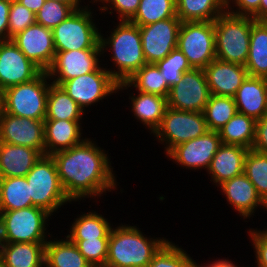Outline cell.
I'll return each instance as SVG.
<instances>
[{
	"label": "cell",
	"instance_id": "obj_1",
	"mask_svg": "<svg viewBox=\"0 0 267 267\" xmlns=\"http://www.w3.org/2000/svg\"><path fill=\"white\" fill-rule=\"evenodd\" d=\"M58 176L68 198L74 203L100 199L119 185L108 151L95 139L86 138L69 149L53 153ZM108 191V192H107Z\"/></svg>",
	"mask_w": 267,
	"mask_h": 267
},
{
	"label": "cell",
	"instance_id": "obj_2",
	"mask_svg": "<svg viewBox=\"0 0 267 267\" xmlns=\"http://www.w3.org/2000/svg\"><path fill=\"white\" fill-rule=\"evenodd\" d=\"M118 22L114 23L115 26L113 25L111 31H107L109 36L100 33V45L102 58L107 55L104 53L109 52L107 57H110L109 61L114 66V69L112 65L111 69L107 67L106 69L118 83H121L129 79L147 62L143 54L139 26L130 21Z\"/></svg>",
	"mask_w": 267,
	"mask_h": 267
},
{
	"label": "cell",
	"instance_id": "obj_3",
	"mask_svg": "<svg viewBox=\"0 0 267 267\" xmlns=\"http://www.w3.org/2000/svg\"><path fill=\"white\" fill-rule=\"evenodd\" d=\"M136 225L112 227L106 265L109 267H147L153 256L168 241L166 237L147 236Z\"/></svg>",
	"mask_w": 267,
	"mask_h": 267
},
{
	"label": "cell",
	"instance_id": "obj_4",
	"mask_svg": "<svg viewBox=\"0 0 267 267\" xmlns=\"http://www.w3.org/2000/svg\"><path fill=\"white\" fill-rule=\"evenodd\" d=\"M252 17L239 16L227 11L214 20L216 59L244 65L250 45Z\"/></svg>",
	"mask_w": 267,
	"mask_h": 267
},
{
	"label": "cell",
	"instance_id": "obj_5",
	"mask_svg": "<svg viewBox=\"0 0 267 267\" xmlns=\"http://www.w3.org/2000/svg\"><path fill=\"white\" fill-rule=\"evenodd\" d=\"M25 177L29 184L32 206L54 215L64 205L72 204L62 187L51 155H42Z\"/></svg>",
	"mask_w": 267,
	"mask_h": 267
},
{
	"label": "cell",
	"instance_id": "obj_6",
	"mask_svg": "<svg viewBox=\"0 0 267 267\" xmlns=\"http://www.w3.org/2000/svg\"><path fill=\"white\" fill-rule=\"evenodd\" d=\"M51 216L36 206L0 211L2 243H47L52 236L47 229Z\"/></svg>",
	"mask_w": 267,
	"mask_h": 267
},
{
	"label": "cell",
	"instance_id": "obj_7",
	"mask_svg": "<svg viewBox=\"0 0 267 267\" xmlns=\"http://www.w3.org/2000/svg\"><path fill=\"white\" fill-rule=\"evenodd\" d=\"M93 11L91 5L75 10L52 30L55 51L102 49Z\"/></svg>",
	"mask_w": 267,
	"mask_h": 267
},
{
	"label": "cell",
	"instance_id": "obj_8",
	"mask_svg": "<svg viewBox=\"0 0 267 267\" xmlns=\"http://www.w3.org/2000/svg\"><path fill=\"white\" fill-rule=\"evenodd\" d=\"M51 83L46 71H42L29 82L5 89L3 111L16 117L44 120Z\"/></svg>",
	"mask_w": 267,
	"mask_h": 267
},
{
	"label": "cell",
	"instance_id": "obj_9",
	"mask_svg": "<svg viewBox=\"0 0 267 267\" xmlns=\"http://www.w3.org/2000/svg\"><path fill=\"white\" fill-rule=\"evenodd\" d=\"M208 131L203 112L167 108L160 126L152 134L165 155L175 146L202 136Z\"/></svg>",
	"mask_w": 267,
	"mask_h": 267
},
{
	"label": "cell",
	"instance_id": "obj_10",
	"mask_svg": "<svg viewBox=\"0 0 267 267\" xmlns=\"http://www.w3.org/2000/svg\"><path fill=\"white\" fill-rule=\"evenodd\" d=\"M177 48L192 68L204 69L216 59L214 21L182 22Z\"/></svg>",
	"mask_w": 267,
	"mask_h": 267
},
{
	"label": "cell",
	"instance_id": "obj_11",
	"mask_svg": "<svg viewBox=\"0 0 267 267\" xmlns=\"http://www.w3.org/2000/svg\"><path fill=\"white\" fill-rule=\"evenodd\" d=\"M108 64H103L96 71L75 77L63 82L60 86L85 112L90 110L91 105L109 96L117 94L118 82L106 69ZM105 67V68H104ZM89 108V109H87Z\"/></svg>",
	"mask_w": 267,
	"mask_h": 267
},
{
	"label": "cell",
	"instance_id": "obj_12",
	"mask_svg": "<svg viewBox=\"0 0 267 267\" xmlns=\"http://www.w3.org/2000/svg\"><path fill=\"white\" fill-rule=\"evenodd\" d=\"M102 49H84L56 51L54 59L46 73L53 84L96 71L105 59H100Z\"/></svg>",
	"mask_w": 267,
	"mask_h": 267
},
{
	"label": "cell",
	"instance_id": "obj_13",
	"mask_svg": "<svg viewBox=\"0 0 267 267\" xmlns=\"http://www.w3.org/2000/svg\"><path fill=\"white\" fill-rule=\"evenodd\" d=\"M204 70L192 68L184 72L182 80L172 86L167 97L168 107L193 112H203L210 97Z\"/></svg>",
	"mask_w": 267,
	"mask_h": 267
},
{
	"label": "cell",
	"instance_id": "obj_14",
	"mask_svg": "<svg viewBox=\"0 0 267 267\" xmlns=\"http://www.w3.org/2000/svg\"><path fill=\"white\" fill-rule=\"evenodd\" d=\"M221 144L218 131L208 130L200 137L173 147L166 156L182 169L207 171Z\"/></svg>",
	"mask_w": 267,
	"mask_h": 267
},
{
	"label": "cell",
	"instance_id": "obj_15",
	"mask_svg": "<svg viewBox=\"0 0 267 267\" xmlns=\"http://www.w3.org/2000/svg\"><path fill=\"white\" fill-rule=\"evenodd\" d=\"M182 21L178 17L139 26L142 49L147 64H156L177 48Z\"/></svg>",
	"mask_w": 267,
	"mask_h": 267
},
{
	"label": "cell",
	"instance_id": "obj_16",
	"mask_svg": "<svg viewBox=\"0 0 267 267\" xmlns=\"http://www.w3.org/2000/svg\"><path fill=\"white\" fill-rule=\"evenodd\" d=\"M0 142L37 149L45 155L44 120L0 114Z\"/></svg>",
	"mask_w": 267,
	"mask_h": 267
},
{
	"label": "cell",
	"instance_id": "obj_17",
	"mask_svg": "<svg viewBox=\"0 0 267 267\" xmlns=\"http://www.w3.org/2000/svg\"><path fill=\"white\" fill-rule=\"evenodd\" d=\"M42 70L10 40L0 41V88L5 89L36 78Z\"/></svg>",
	"mask_w": 267,
	"mask_h": 267
},
{
	"label": "cell",
	"instance_id": "obj_18",
	"mask_svg": "<svg viewBox=\"0 0 267 267\" xmlns=\"http://www.w3.org/2000/svg\"><path fill=\"white\" fill-rule=\"evenodd\" d=\"M12 41L42 71L52 64L56 51L51 29L35 23L14 36Z\"/></svg>",
	"mask_w": 267,
	"mask_h": 267
},
{
	"label": "cell",
	"instance_id": "obj_19",
	"mask_svg": "<svg viewBox=\"0 0 267 267\" xmlns=\"http://www.w3.org/2000/svg\"><path fill=\"white\" fill-rule=\"evenodd\" d=\"M220 193L226 197V203L235 210L240 219H249L254 216L257 209L261 207L267 211V204L258 195L256 188L248 177L242 173L220 184ZM266 209V210H265Z\"/></svg>",
	"mask_w": 267,
	"mask_h": 267
},
{
	"label": "cell",
	"instance_id": "obj_20",
	"mask_svg": "<svg viewBox=\"0 0 267 267\" xmlns=\"http://www.w3.org/2000/svg\"><path fill=\"white\" fill-rule=\"evenodd\" d=\"M203 70L210 94L217 96L233 97L249 76L244 65L218 59L211 61Z\"/></svg>",
	"mask_w": 267,
	"mask_h": 267
},
{
	"label": "cell",
	"instance_id": "obj_21",
	"mask_svg": "<svg viewBox=\"0 0 267 267\" xmlns=\"http://www.w3.org/2000/svg\"><path fill=\"white\" fill-rule=\"evenodd\" d=\"M249 149L221 144L206 171L210 182L218 187L223 182L244 173V161Z\"/></svg>",
	"mask_w": 267,
	"mask_h": 267
},
{
	"label": "cell",
	"instance_id": "obj_22",
	"mask_svg": "<svg viewBox=\"0 0 267 267\" xmlns=\"http://www.w3.org/2000/svg\"><path fill=\"white\" fill-rule=\"evenodd\" d=\"M233 98L238 113L261 119L267 115V78L248 76Z\"/></svg>",
	"mask_w": 267,
	"mask_h": 267
},
{
	"label": "cell",
	"instance_id": "obj_23",
	"mask_svg": "<svg viewBox=\"0 0 267 267\" xmlns=\"http://www.w3.org/2000/svg\"><path fill=\"white\" fill-rule=\"evenodd\" d=\"M83 121L44 120L45 155L69 149L82 143Z\"/></svg>",
	"mask_w": 267,
	"mask_h": 267
},
{
	"label": "cell",
	"instance_id": "obj_24",
	"mask_svg": "<svg viewBox=\"0 0 267 267\" xmlns=\"http://www.w3.org/2000/svg\"><path fill=\"white\" fill-rule=\"evenodd\" d=\"M129 91H131L128 98L131 101H129V107H131L130 111L133 113V117H135L137 122L142 123L145 129L149 130L150 135L153 134L160 126L168 108L167 98L156 94L135 91L134 89Z\"/></svg>",
	"mask_w": 267,
	"mask_h": 267
},
{
	"label": "cell",
	"instance_id": "obj_25",
	"mask_svg": "<svg viewBox=\"0 0 267 267\" xmlns=\"http://www.w3.org/2000/svg\"><path fill=\"white\" fill-rule=\"evenodd\" d=\"M41 156L37 149L0 142V178L25 177Z\"/></svg>",
	"mask_w": 267,
	"mask_h": 267
},
{
	"label": "cell",
	"instance_id": "obj_26",
	"mask_svg": "<svg viewBox=\"0 0 267 267\" xmlns=\"http://www.w3.org/2000/svg\"><path fill=\"white\" fill-rule=\"evenodd\" d=\"M46 243H2L0 260L5 267H44Z\"/></svg>",
	"mask_w": 267,
	"mask_h": 267
},
{
	"label": "cell",
	"instance_id": "obj_27",
	"mask_svg": "<svg viewBox=\"0 0 267 267\" xmlns=\"http://www.w3.org/2000/svg\"><path fill=\"white\" fill-rule=\"evenodd\" d=\"M134 90L168 97L170 87L156 64H145L125 82L118 83V93Z\"/></svg>",
	"mask_w": 267,
	"mask_h": 267
},
{
	"label": "cell",
	"instance_id": "obj_28",
	"mask_svg": "<svg viewBox=\"0 0 267 267\" xmlns=\"http://www.w3.org/2000/svg\"><path fill=\"white\" fill-rule=\"evenodd\" d=\"M61 238V239H60ZM58 239L51 236L45 245V265L47 267H90L91 264L79 252L75 243L66 236Z\"/></svg>",
	"mask_w": 267,
	"mask_h": 267
},
{
	"label": "cell",
	"instance_id": "obj_29",
	"mask_svg": "<svg viewBox=\"0 0 267 267\" xmlns=\"http://www.w3.org/2000/svg\"><path fill=\"white\" fill-rule=\"evenodd\" d=\"M82 213V214H81ZM74 218L66 237L69 240H85L96 238H109L110 231L114 226L106 216L98 211L81 212Z\"/></svg>",
	"mask_w": 267,
	"mask_h": 267
},
{
	"label": "cell",
	"instance_id": "obj_30",
	"mask_svg": "<svg viewBox=\"0 0 267 267\" xmlns=\"http://www.w3.org/2000/svg\"><path fill=\"white\" fill-rule=\"evenodd\" d=\"M245 67L251 77L267 78V23L255 21L250 31L249 55Z\"/></svg>",
	"mask_w": 267,
	"mask_h": 267
},
{
	"label": "cell",
	"instance_id": "obj_31",
	"mask_svg": "<svg viewBox=\"0 0 267 267\" xmlns=\"http://www.w3.org/2000/svg\"><path fill=\"white\" fill-rule=\"evenodd\" d=\"M84 115L85 112L61 86L50 84L44 120L83 121Z\"/></svg>",
	"mask_w": 267,
	"mask_h": 267
},
{
	"label": "cell",
	"instance_id": "obj_32",
	"mask_svg": "<svg viewBox=\"0 0 267 267\" xmlns=\"http://www.w3.org/2000/svg\"><path fill=\"white\" fill-rule=\"evenodd\" d=\"M227 8V0H176L177 17L182 22L214 21Z\"/></svg>",
	"mask_w": 267,
	"mask_h": 267
},
{
	"label": "cell",
	"instance_id": "obj_33",
	"mask_svg": "<svg viewBox=\"0 0 267 267\" xmlns=\"http://www.w3.org/2000/svg\"><path fill=\"white\" fill-rule=\"evenodd\" d=\"M256 121L247 115L236 113L218 130L221 143L252 149Z\"/></svg>",
	"mask_w": 267,
	"mask_h": 267
},
{
	"label": "cell",
	"instance_id": "obj_34",
	"mask_svg": "<svg viewBox=\"0 0 267 267\" xmlns=\"http://www.w3.org/2000/svg\"><path fill=\"white\" fill-rule=\"evenodd\" d=\"M32 206L26 177L0 178V211L19 210Z\"/></svg>",
	"mask_w": 267,
	"mask_h": 267
},
{
	"label": "cell",
	"instance_id": "obj_35",
	"mask_svg": "<svg viewBox=\"0 0 267 267\" xmlns=\"http://www.w3.org/2000/svg\"><path fill=\"white\" fill-rule=\"evenodd\" d=\"M237 112V106L233 97L211 94L208 103L203 110V115L208 130L218 131Z\"/></svg>",
	"mask_w": 267,
	"mask_h": 267
},
{
	"label": "cell",
	"instance_id": "obj_36",
	"mask_svg": "<svg viewBox=\"0 0 267 267\" xmlns=\"http://www.w3.org/2000/svg\"><path fill=\"white\" fill-rule=\"evenodd\" d=\"M177 17L176 0H141L135 16L130 20L138 26Z\"/></svg>",
	"mask_w": 267,
	"mask_h": 267
},
{
	"label": "cell",
	"instance_id": "obj_37",
	"mask_svg": "<svg viewBox=\"0 0 267 267\" xmlns=\"http://www.w3.org/2000/svg\"><path fill=\"white\" fill-rule=\"evenodd\" d=\"M244 174L267 204V153L249 149L244 161Z\"/></svg>",
	"mask_w": 267,
	"mask_h": 267
},
{
	"label": "cell",
	"instance_id": "obj_38",
	"mask_svg": "<svg viewBox=\"0 0 267 267\" xmlns=\"http://www.w3.org/2000/svg\"><path fill=\"white\" fill-rule=\"evenodd\" d=\"M191 256L170 239L153 256L147 267H190Z\"/></svg>",
	"mask_w": 267,
	"mask_h": 267
},
{
	"label": "cell",
	"instance_id": "obj_39",
	"mask_svg": "<svg viewBox=\"0 0 267 267\" xmlns=\"http://www.w3.org/2000/svg\"><path fill=\"white\" fill-rule=\"evenodd\" d=\"M156 65L170 88L182 80L184 72L192 69L187 58L178 48L173 49L170 54L158 61Z\"/></svg>",
	"mask_w": 267,
	"mask_h": 267
},
{
	"label": "cell",
	"instance_id": "obj_40",
	"mask_svg": "<svg viewBox=\"0 0 267 267\" xmlns=\"http://www.w3.org/2000/svg\"><path fill=\"white\" fill-rule=\"evenodd\" d=\"M75 9L66 3L56 0H46L35 14L36 23L53 30L64 21Z\"/></svg>",
	"mask_w": 267,
	"mask_h": 267
},
{
	"label": "cell",
	"instance_id": "obj_41",
	"mask_svg": "<svg viewBox=\"0 0 267 267\" xmlns=\"http://www.w3.org/2000/svg\"><path fill=\"white\" fill-rule=\"evenodd\" d=\"M91 265H104L108 255L109 238L70 240Z\"/></svg>",
	"mask_w": 267,
	"mask_h": 267
},
{
	"label": "cell",
	"instance_id": "obj_42",
	"mask_svg": "<svg viewBox=\"0 0 267 267\" xmlns=\"http://www.w3.org/2000/svg\"><path fill=\"white\" fill-rule=\"evenodd\" d=\"M8 40L36 23L35 14L17 0H11L9 11Z\"/></svg>",
	"mask_w": 267,
	"mask_h": 267
},
{
	"label": "cell",
	"instance_id": "obj_43",
	"mask_svg": "<svg viewBox=\"0 0 267 267\" xmlns=\"http://www.w3.org/2000/svg\"><path fill=\"white\" fill-rule=\"evenodd\" d=\"M141 0H104L97 11L104 14H115L118 21H130L138 11Z\"/></svg>",
	"mask_w": 267,
	"mask_h": 267
},
{
	"label": "cell",
	"instance_id": "obj_44",
	"mask_svg": "<svg viewBox=\"0 0 267 267\" xmlns=\"http://www.w3.org/2000/svg\"><path fill=\"white\" fill-rule=\"evenodd\" d=\"M249 242L254 248L256 267H267V233L262 229H248Z\"/></svg>",
	"mask_w": 267,
	"mask_h": 267
},
{
	"label": "cell",
	"instance_id": "obj_45",
	"mask_svg": "<svg viewBox=\"0 0 267 267\" xmlns=\"http://www.w3.org/2000/svg\"><path fill=\"white\" fill-rule=\"evenodd\" d=\"M260 0H227L226 11L239 16L252 17L259 21Z\"/></svg>",
	"mask_w": 267,
	"mask_h": 267
},
{
	"label": "cell",
	"instance_id": "obj_46",
	"mask_svg": "<svg viewBox=\"0 0 267 267\" xmlns=\"http://www.w3.org/2000/svg\"><path fill=\"white\" fill-rule=\"evenodd\" d=\"M253 150L267 153V115L256 121Z\"/></svg>",
	"mask_w": 267,
	"mask_h": 267
},
{
	"label": "cell",
	"instance_id": "obj_47",
	"mask_svg": "<svg viewBox=\"0 0 267 267\" xmlns=\"http://www.w3.org/2000/svg\"><path fill=\"white\" fill-rule=\"evenodd\" d=\"M11 0H0V41L8 40L9 11Z\"/></svg>",
	"mask_w": 267,
	"mask_h": 267
},
{
	"label": "cell",
	"instance_id": "obj_48",
	"mask_svg": "<svg viewBox=\"0 0 267 267\" xmlns=\"http://www.w3.org/2000/svg\"><path fill=\"white\" fill-rule=\"evenodd\" d=\"M218 258V259H217ZM216 259H213L215 261H208V263H197L196 260L193 259V257L191 258V265L193 267H238V262L237 264H235V261H231V259L229 260L228 257H224L221 259L219 257H217ZM240 267V266H239ZM244 267V266H242Z\"/></svg>",
	"mask_w": 267,
	"mask_h": 267
},
{
	"label": "cell",
	"instance_id": "obj_49",
	"mask_svg": "<svg viewBox=\"0 0 267 267\" xmlns=\"http://www.w3.org/2000/svg\"><path fill=\"white\" fill-rule=\"evenodd\" d=\"M23 6L31 10L34 14H36L40 8L44 5L46 0H17Z\"/></svg>",
	"mask_w": 267,
	"mask_h": 267
},
{
	"label": "cell",
	"instance_id": "obj_50",
	"mask_svg": "<svg viewBox=\"0 0 267 267\" xmlns=\"http://www.w3.org/2000/svg\"><path fill=\"white\" fill-rule=\"evenodd\" d=\"M56 1H60V2H63V3H66V4H69L71 5L75 10H78V9H82V8H85L87 7L88 5H90L89 3L86 5V3L84 2L85 0H56ZM82 2H84V6L81 5ZM81 3V4H80Z\"/></svg>",
	"mask_w": 267,
	"mask_h": 267
},
{
	"label": "cell",
	"instance_id": "obj_51",
	"mask_svg": "<svg viewBox=\"0 0 267 267\" xmlns=\"http://www.w3.org/2000/svg\"><path fill=\"white\" fill-rule=\"evenodd\" d=\"M267 18V0H260L259 21H264Z\"/></svg>",
	"mask_w": 267,
	"mask_h": 267
},
{
	"label": "cell",
	"instance_id": "obj_52",
	"mask_svg": "<svg viewBox=\"0 0 267 267\" xmlns=\"http://www.w3.org/2000/svg\"><path fill=\"white\" fill-rule=\"evenodd\" d=\"M3 112V90L0 88V114Z\"/></svg>",
	"mask_w": 267,
	"mask_h": 267
},
{
	"label": "cell",
	"instance_id": "obj_53",
	"mask_svg": "<svg viewBox=\"0 0 267 267\" xmlns=\"http://www.w3.org/2000/svg\"><path fill=\"white\" fill-rule=\"evenodd\" d=\"M103 1H104V0H90V1H88V2H89V3H92V5H95V4H96V5H97V4H98V5H99V4L101 5V3H103ZM98 2H99V3H98Z\"/></svg>",
	"mask_w": 267,
	"mask_h": 267
},
{
	"label": "cell",
	"instance_id": "obj_54",
	"mask_svg": "<svg viewBox=\"0 0 267 267\" xmlns=\"http://www.w3.org/2000/svg\"><path fill=\"white\" fill-rule=\"evenodd\" d=\"M2 245V228H1V218H0V247Z\"/></svg>",
	"mask_w": 267,
	"mask_h": 267
},
{
	"label": "cell",
	"instance_id": "obj_55",
	"mask_svg": "<svg viewBox=\"0 0 267 267\" xmlns=\"http://www.w3.org/2000/svg\"><path fill=\"white\" fill-rule=\"evenodd\" d=\"M90 267H109V266L104 264V265H91Z\"/></svg>",
	"mask_w": 267,
	"mask_h": 267
},
{
	"label": "cell",
	"instance_id": "obj_56",
	"mask_svg": "<svg viewBox=\"0 0 267 267\" xmlns=\"http://www.w3.org/2000/svg\"><path fill=\"white\" fill-rule=\"evenodd\" d=\"M0 267H5L1 260H0Z\"/></svg>",
	"mask_w": 267,
	"mask_h": 267
},
{
	"label": "cell",
	"instance_id": "obj_57",
	"mask_svg": "<svg viewBox=\"0 0 267 267\" xmlns=\"http://www.w3.org/2000/svg\"><path fill=\"white\" fill-rule=\"evenodd\" d=\"M267 226H265V228L263 229L266 233H267V228H266Z\"/></svg>",
	"mask_w": 267,
	"mask_h": 267
}]
</instances>
